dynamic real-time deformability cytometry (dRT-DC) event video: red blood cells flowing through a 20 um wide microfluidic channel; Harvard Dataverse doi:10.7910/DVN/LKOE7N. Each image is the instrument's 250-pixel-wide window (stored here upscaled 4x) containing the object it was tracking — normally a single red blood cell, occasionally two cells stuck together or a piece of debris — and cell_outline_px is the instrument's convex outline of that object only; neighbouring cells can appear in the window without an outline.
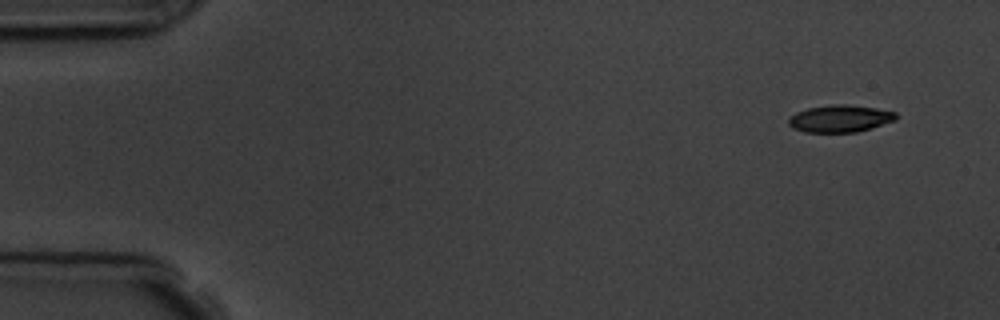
{"species": "common noctule bat (a hibernating species)", "species_latin": "Nyctalus noctula", "temperature_condition": "room temperature", "stored_images_in_passage": 6, "camera_frame_rate_fps": 3000, "um_per_image_px": 0.085, "animal": {"sex": "male", "body_mass_g": 19.5, "forearm_length_mm": 54.6}, "frame": {"image": 1, "passage_image": 1, "time_ms": 0.0, "image_size_px": [1000, 320], "cell_outline_px": [[896, 120], [856, 132], [804, 132], [792, 128], [788, 124], [788, 120], [796, 112], [808, 108], [832, 104], [844, 104], [876, 108], [896, 112]], "centroid_in_image_um": [71.38, 10.08], "position_along_channel_um": 13.6, "area_um2": 16.88}}
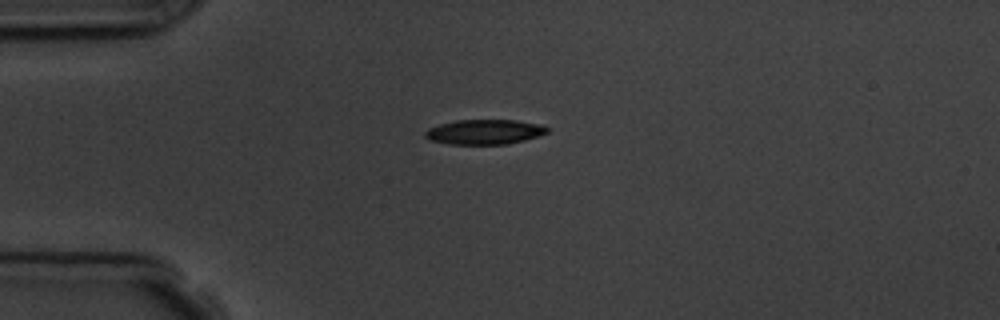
{"frame": {"image": 2, "passage_image": 4, "time_ms": 3.333, "image_size_px": [1000, 320], "cell_outline_px": [[548, 132], [524, 140], [508, 144], [448, 144], [428, 140], [424, 136], [424, 132], [428, 128], [440, 124], [456, 120], [516, 120], [540, 124], [548, 128]], "centroid_in_image_um": [41.13, 11.21], "position_along_channel_um": 43.9, "area_um2": 17.69}}